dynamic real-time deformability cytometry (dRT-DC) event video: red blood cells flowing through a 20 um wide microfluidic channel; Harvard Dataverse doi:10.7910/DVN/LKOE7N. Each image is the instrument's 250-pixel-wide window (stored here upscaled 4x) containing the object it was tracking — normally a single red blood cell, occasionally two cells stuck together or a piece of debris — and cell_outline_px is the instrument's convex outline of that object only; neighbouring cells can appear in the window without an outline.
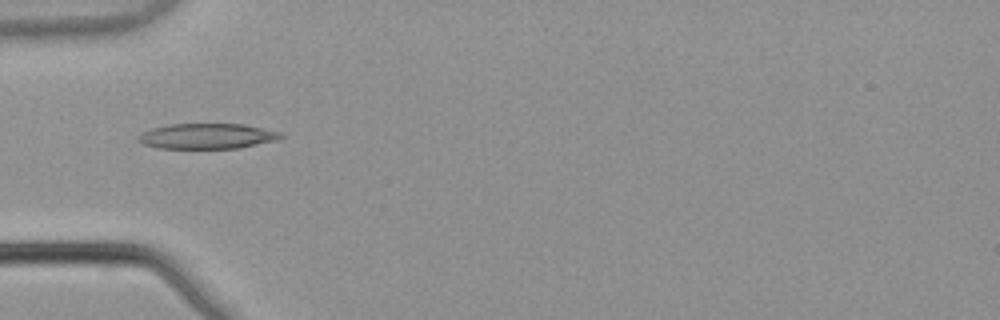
{"species": "common noctule bat (a hibernating species)", "species_latin": "Nyctalus noctula", "temperature_condition": "warm", "stored_images_in_passage": 6, "camera_frame_rate_fps": 3000, "um_per_image_px": 0.085, "animal": {"sex": "male", "body_mass_g": 21.5, "forearm_length_mm": 52.0}, "frame": {"image": 1, "passage_image": 5, "time_ms": 1.333, "image_size_px": [1000, 320], "cell_outline_px": [[284, 136], [276, 140], [240, 148], [156, 148], [144, 144], [136, 136], [140, 132], [152, 128], [168, 124], [244, 124], [280, 132]], "centroid_in_image_um": [17.58, 11.57], "position_along_channel_um": 67.4, "area_um2": 21.04}}
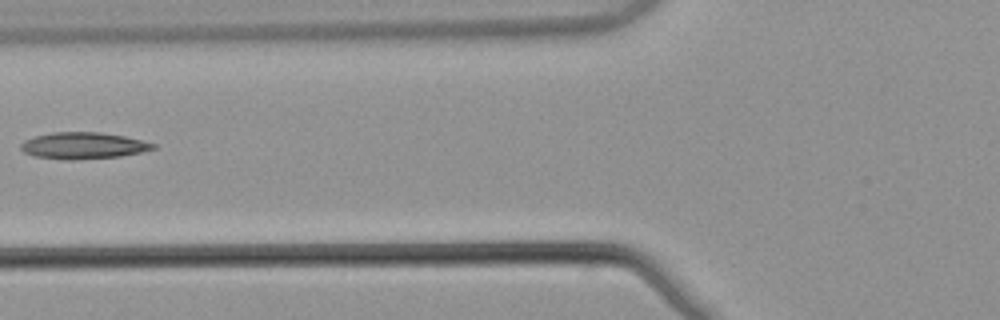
{"frame": {"image": 2, "passage_image": 6, "time_ms": 1.667, "image_size_px": [1000, 320], "cell_outline_px": [[156, 148], [140, 152], [120, 156], [68, 160], [64, 160], [36, 156], [24, 152], [20, 148], [20, 144], [24, 140], [36, 136], [52, 132], [100, 132], [124, 136], [156, 144]], "centroid_in_image_um": [7.05, 12.37], "position_along_channel_um": 118.7, "area_um2": 20.29}}